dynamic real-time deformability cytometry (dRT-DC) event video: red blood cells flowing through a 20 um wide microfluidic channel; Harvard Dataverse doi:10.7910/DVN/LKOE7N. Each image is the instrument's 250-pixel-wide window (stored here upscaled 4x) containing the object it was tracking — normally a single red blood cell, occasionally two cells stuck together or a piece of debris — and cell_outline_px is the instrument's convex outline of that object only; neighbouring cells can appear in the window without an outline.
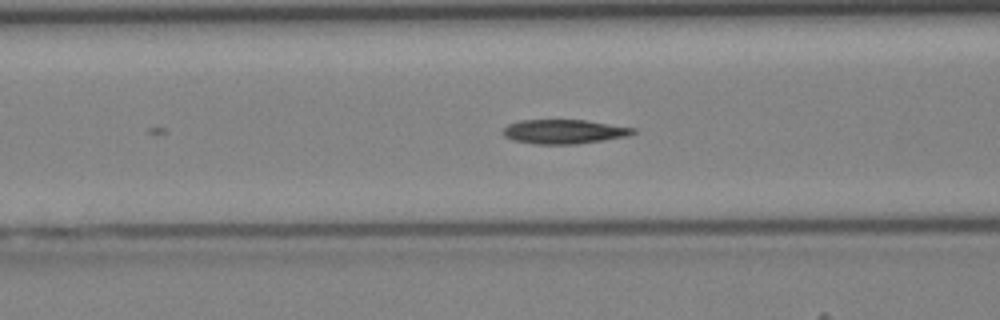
{"species": "Egyptian fruit bat (a non-hibernating species)", "species_latin": "Rousettus aegyptiacus", "temperature_condition": "cold", "stored_images_in_passage": 11, "camera_frame_rate_fps": 3000, "um_per_image_px": 0.085, "animal": {"sex": "female"}, "frame": {"image": 1, "passage_image": 11, "time_ms": 3.333, "image_size_px": [1000, 320], "cell_outline_px": [[636, 132], [628, 136], [604, 140], [576, 144], [536, 144], [512, 140], [504, 136], [504, 128], [508, 124], [520, 120], [584, 120], [636, 128]], "centroid_in_image_um": [47.95, 11.19], "position_along_channel_um": 118.7, "area_um2": 18.32}}